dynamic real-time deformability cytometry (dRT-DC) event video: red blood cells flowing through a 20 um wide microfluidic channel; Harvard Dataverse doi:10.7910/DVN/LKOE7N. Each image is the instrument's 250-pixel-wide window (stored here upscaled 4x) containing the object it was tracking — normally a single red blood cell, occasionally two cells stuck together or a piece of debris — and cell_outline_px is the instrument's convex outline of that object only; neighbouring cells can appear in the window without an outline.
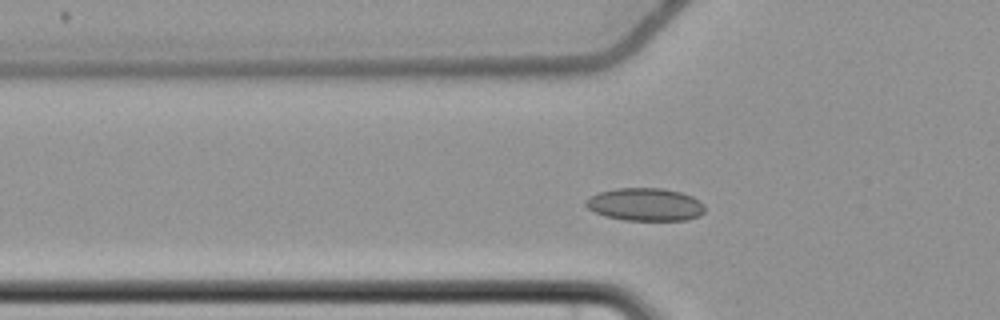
{"species": "common noctule bat (a hibernating species)", "species_latin": "Nyctalus noctula", "temperature_condition": "cold", "stored_images_in_passage": 51, "camera_frame_rate_fps": 3000, "um_per_image_px": 0.085, "animal": {"sex": "female", "body_mass_g": 22.7, "forearm_length_mm": 54.2}, "frame": {"image": 1, "passage_image": 13, "time_ms": 4.0, "image_size_px": [1000, 320], "cell_outline_px": [[704, 212], [700, 216], [688, 220], [624, 220], [604, 216], [588, 208], [584, 204], [584, 200], [588, 196], [600, 192], [616, 188], [660, 188], [680, 192], [692, 196], [704, 204]], "centroid_in_image_um": [54.83, 17.38], "position_along_channel_um": 71.0, "area_um2": 22.89}}
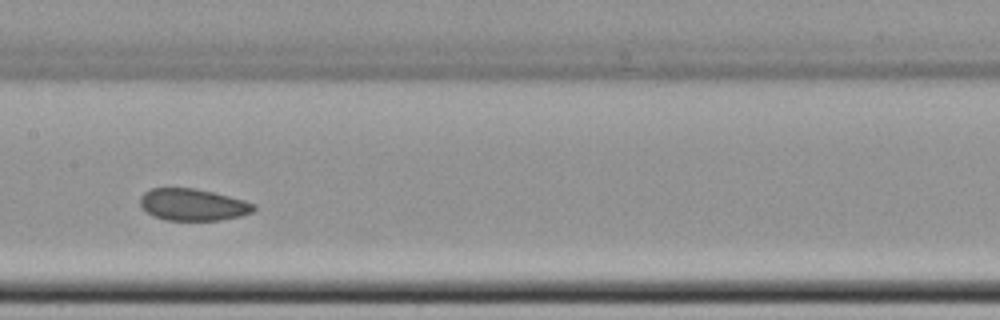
{"frame": {"image": 2, "passage_image": 23, "time_ms": 7.333, "image_size_px": [1000, 320], "cell_outline_px": [[256, 208], [252, 212], [240, 216], [220, 220], [164, 220], [152, 216], [140, 208], [140, 196], [144, 192], [152, 188], [196, 188], [244, 200], [256, 204]], "centroid_in_image_um": [16.36, 17.4], "position_along_channel_um": 191.0, "area_um2": 21.27}}
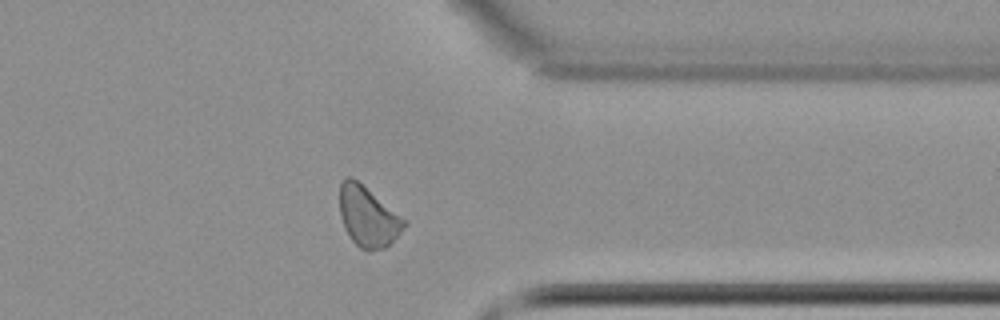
{"frame": {"image": 3, "passage_image": 39, "time_ms": 12.667, "image_size_px": [1000, 320], "cell_outline_px": [[408, 224], [384, 248], [360, 248], [352, 240], [344, 228], [340, 216], [340, 184], [348, 176], [352, 176], [408, 220]], "centroid_in_image_um": [31.28, 18.37], "position_along_channel_um": 380.1, "area_um2": 22.37}}